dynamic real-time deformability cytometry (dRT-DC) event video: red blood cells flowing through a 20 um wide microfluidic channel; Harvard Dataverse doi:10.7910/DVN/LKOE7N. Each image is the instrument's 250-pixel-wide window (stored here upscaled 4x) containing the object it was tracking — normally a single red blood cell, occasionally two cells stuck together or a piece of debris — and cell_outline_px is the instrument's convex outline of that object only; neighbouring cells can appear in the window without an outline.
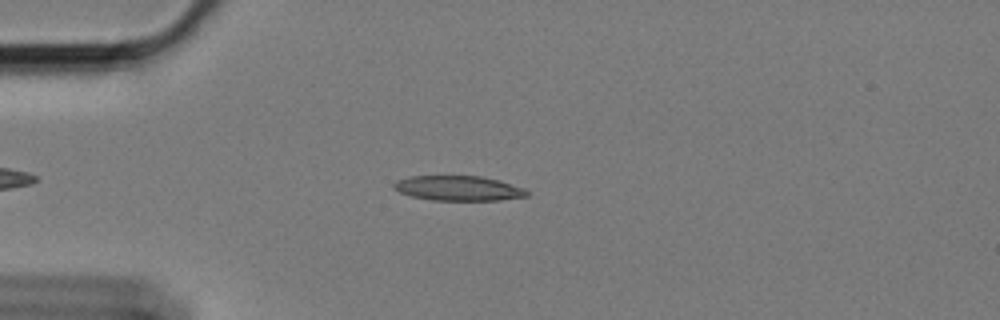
{"species": "Egyptian fruit bat (a non-hibernating species)", "species_latin": "Rousettus aegyptiacus", "temperature_condition": "cold", "stored_images_in_passage": 50, "camera_frame_rate_fps": 3000, "um_per_image_px": 0.085, "animal": {"sex": "female"}, "frame": {"image": 1, "passage_image": 11, "time_ms": 3.333, "image_size_px": [1000, 320], "cell_outline_px": [[528, 196], [500, 200], [432, 200], [412, 196], [400, 192], [392, 184], [396, 180], [412, 176], [480, 176], [500, 180], [524, 188], [528, 192]], "centroid_in_image_um": [38.99, 16.0], "position_along_channel_um": 46.0, "area_um2": 19.19}}
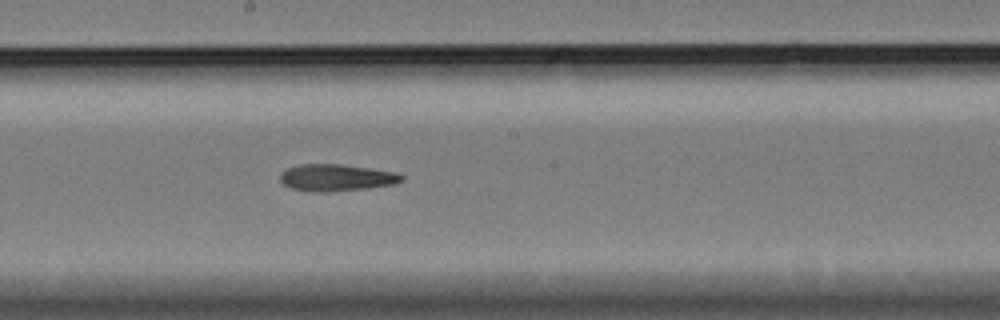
{"frame": {"image": 2, "passage_image": 28, "time_ms": 9.0, "image_size_px": [1000, 320], "cell_outline_px": [[404, 180], [396, 184], [368, 188], [328, 192], [308, 192], [288, 188], [280, 180], [280, 172], [288, 168], [300, 164], [340, 164], [396, 172], [404, 176]], "centroid_in_image_um": [28.57, 15.11], "position_along_channel_um": 219.6, "area_um2": 19.25}}
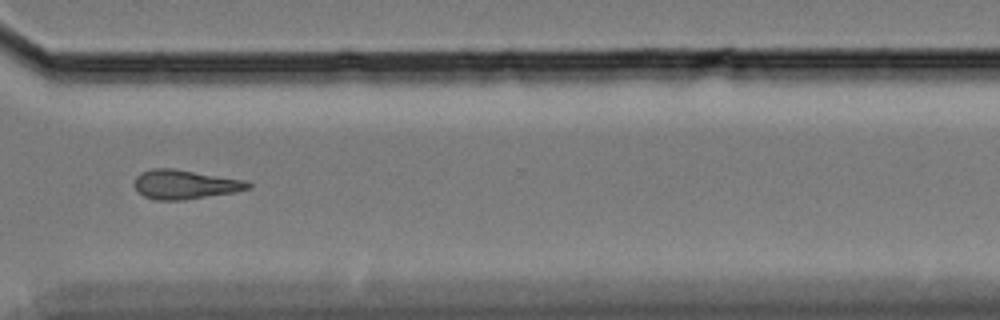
{"frame": {"image": 3, "passage_image": 40, "time_ms": 13.0, "image_size_px": [1000, 320], "cell_outline_px": [[252, 188], [236, 192], [184, 200], [156, 200], [144, 196], [136, 188], [136, 176], [140, 172], [152, 168], [172, 168], [248, 180], [252, 184]], "centroid_in_image_um": [15.79, 15.67], "position_along_channel_um": 354.8, "area_um2": 19.48}}